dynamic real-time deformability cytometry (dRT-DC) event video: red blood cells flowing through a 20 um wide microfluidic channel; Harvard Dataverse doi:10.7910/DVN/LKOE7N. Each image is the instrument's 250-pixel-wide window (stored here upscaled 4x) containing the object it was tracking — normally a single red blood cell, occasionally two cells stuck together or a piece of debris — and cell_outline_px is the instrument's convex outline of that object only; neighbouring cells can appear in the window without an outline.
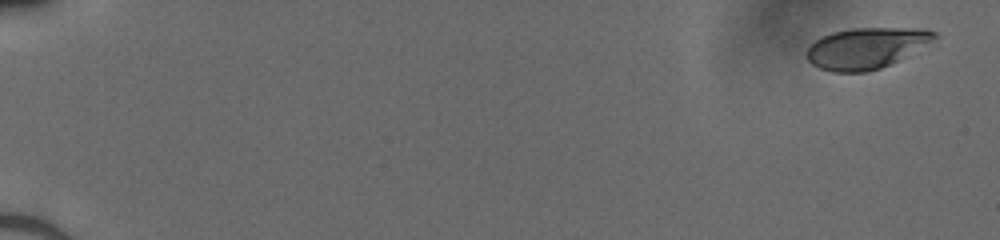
{"species": "human", "species_latin": "Homo sapiens", "temperature_condition": "cold", "stored_images_in_passage": 13, "camera_frame_rate_fps": 3000, "um_per_image_px": 0.085, "donor": {"sex": "male"}, "frame": {"image": 1, "passage_image": 1, "time_ms": 0.0, "image_size_px": [1000, 240], "cell_outline_px": [[940, 36], [896, 60], [880, 68], [864, 72], [832, 72], [820, 68], [812, 64], [808, 60], [808, 48], [820, 36], [832, 32], [852, 28], [924, 28], [936, 32]], "centroid_in_image_um": [73.6, 4.07], "position_along_channel_um": 11.4, "area_um2": 30.0}}
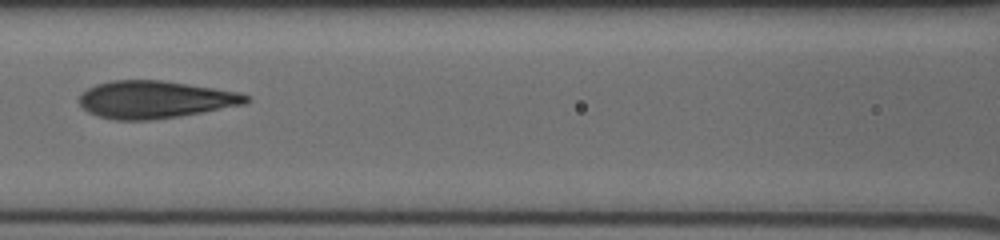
{"frame": {"image": 2, "passage_image": 10, "time_ms": 3.0, "image_size_px": [1000, 240], "cell_outline_px": [[252, 100], [244, 104], [200, 112], [176, 116], [148, 120], [116, 120], [100, 116], [88, 112], [80, 104], [80, 96], [88, 88], [96, 84], [112, 80], [164, 80], [240, 92], [248, 96]], "centroid_in_image_um": [13.18, 8.45], "position_along_channel_um": 153.4, "area_um2": 36.07}}
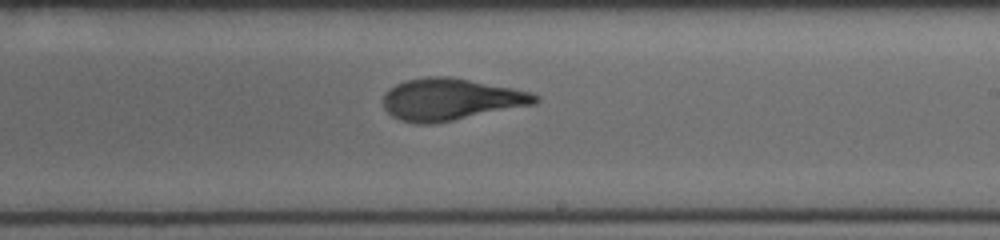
{"frame": {"image": 3, "passage_image": 13, "time_ms": 4.0, "image_size_px": [1000, 240], "cell_outline_px": [[540, 100], [536, 104], [452, 120], [428, 124], [420, 124], [400, 120], [392, 116], [384, 108], [384, 92], [388, 88], [404, 80], [428, 76], [448, 76], [512, 88], [532, 92], [540, 96]], "centroid_in_image_um": [38.3, 8.43], "position_along_channel_um": 250.7, "area_um2": 36.99}}